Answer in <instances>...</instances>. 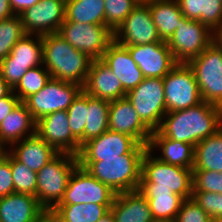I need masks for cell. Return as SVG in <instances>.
<instances>
[{
	"label": "cell",
	"mask_w": 222,
	"mask_h": 222,
	"mask_svg": "<svg viewBox=\"0 0 222 222\" xmlns=\"http://www.w3.org/2000/svg\"><path fill=\"white\" fill-rule=\"evenodd\" d=\"M12 91L13 89L6 83L0 74V99L8 96Z\"/></svg>",
	"instance_id": "47"
},
{
	"label": "cell",
	"mask_w": 222,
	"mask_h": 222,
	"mask_svg": "<svg viewBox=\"0 0 222 222\" xmlns=\"http://www.w3.org/2000/svg\"><path fill=\"white\" fill-rule=\"evenodd\" d=\"M17 161L25 164L29 169L38 172L58 152L46 143L37 133L22 139L6 149Z\"/></svg>",
	"instance_id": "22"
},
{
	"label": "cell",
	"mask_w": 222,
	"mask_h": 222,
	"mask_svg": "<svg viewBox=\"0 0 222 222\" xmlns=\"http://www.w3.org/2000/svg\"><path fill=\"white\" fill-rule=\"evenodd\" d=\"M139 191L145 196L154 220L174 222L184 201L180 195L163 187H139Z\"/></svg>",
	"instance_id": "26"
},
{
	"label": "cell",
	"mask_w": 222,
	"mask_h": 222,
	"mask_svg": "<svg viewBox=\"0 0 222 222\" xmlns=\"http://www.w3.org/2000/svg\"><path fill=\"white\" fill-rule=\"evenodd\" d=\"M101 60L117 76L126 92L136 88L144 80L142 71L128 49L116 41L109 45Z\"/></svg>",
	"instance_id": "21"
},
{
	"label": "cell",
	"mask_w": 222,
	"mask_h": 222,
	"mask_svg": "<svg viewBox=\"0 0 222 222\" xmlns=\"http://www.w3.org/2000/svg\"><path fill=\"white\" fill-rule=\"evenodd\" d=\"M140 187L169 188L184 200L190 199L193 195V170L162 162L147 149L142 158Z\"/></svg>",
	"instance_id": "5"
},
{
	"label": "cell",
	"mask_w": 222,
	"mask_h": 222,
	"mask_svg": "<svg viewBox=\"0 0 222 222\" xmlns=\"http://www.w3.org/2000/svg\"><path fill=\"white\" fill-rule=\"evenodd\" d=\"M148 149L153 154L155 149L161 151L157 158L162 162L187 169L194 167V146L163 137L157 130L152 131Z\"/></svg>",
	"instance_id": "25"
},
{
	"label": "cell",
	"mask_w": 222,
	"mask_h": 222,
	"mask_svg": "<svg viewBox=\"0 0 222 222\" xmlns=\"http://www.w3.org/2000/svg\"><path fill=\"white\" fill-rule=\"evenodd\" d=\"M192 199L211 219L222 215V194L214 192H193Z\"/></svg>",
	"instance_id": "40"
},
{
	"label": "cell",
	"mask_w": 222,
	"mask_h": 222,
	"mask_svg": "<svg viewBox=\"0 0 222 222\" xmlns=\"http://www.w3.org/2000/svg\"><path fill=\"white\" fill-rule=\"evenodd\" d=\"M222 128V107L202 101L182 110L167 112L157 131L163 136L195 146Z\"/></svg>",
	"instance_id": "1"
},
{
	"label": "cell",
	"mask_w": 222,
	"mask_h": 222,
	"mask_svg": "<svg viewBox=\"0 0 222 222\" xmlns=\"http://www.w3.org/2000/svg\"><path fill=\"white\" fill-rule=\"evenodd\" d=\"M14 193V184L10 166V153L4 150L0 157V198Z\"/></svg>",
	"instance_id": "42"
},
{
	"label": "cell",
	"mask_w": 222,
	"mask_h": 222,
	"mask_svg": "<svg viewBox=\"0 0 222 222\" xmlns=\"http://www.w3.org/2000/svg\"><path fill=\"white\" fill-rule=\"evenodd\" d=\"M182 14L197 20L213 32L222 28V0H177Z\"/></svg>",
	"instance_id": "28"
},
{
	"label": "cell",
	"mask_w": 222,
	"mask_h": 222,
	"mask_svg": "<svg viewBox=\"0 0 222 222\" xmlns=\"http://www.w3.org/2000/svg\"><path fill=\"white\" fill-rule=\"evenodd\" d=\"M163 86L167 112L187 109L203 101L194 73L187 63H178L163 78Z\"/></svg>",
	"instance_id": "10"
},
{
	"label": "cell",
	"mask_w": 222,
	"mask_h": 222,
	"mask_svg": "<svg viewBox=\"0 0 222 222\" xmlns=\"http://www.w3.org/2000/svg\"><path fill=\"white\" fill-rule=\"evenodd\" d=\"M105 25L113 32L138 5L135 0H104Z\"/></svg>",
	"instance_id": "38"
},
{
	"label": "cell",
	"mask_w": 222,
	"mask_h": 222,
	"mask_svg": "<svg viewBox=\"0 0 222 222\" xmlns=\"http://www.w3.org/2000/svg\"><path fill=\"white\" fill-rule=\"evenodd\" d=\"M82 90L87 95L109 102L126 97L127 93L117 76L101 59L91 62Z\"/></svg>",
	"instance_id": "19"
},
{
	"label": "cell",
	"mask_w": 222,
	"mask_h": 222,
	"mask_svg": "<svg viewBox=\"0 0 222 222\" xmlns=\"http://www.w3.org/2000/svg\"><path fill=\"white\" fill-rule=\"evenodd\" d=\"M29 68L19 64H0V74L13 89Z\"/></svg>",
	"instance_id": "43"
},
{
	"label": "cell",
	"mask_w": 222,
	"mask_h": 222,
	"mask_svg": "<svg viewBox=\"0 0 222 222\" xmlns=\"http://www.w3.org/2000/svg\"><path fill=\"white\" fill-rule=\"evenodd\" d=\"M108 129L133 137L139 144H149L152 131L141 121L127 97L109 102Z\"/></svg>",
	"instance_id": "18"
},
{
	"label": "cell",
	"mask_w": 222,
	"mask_h": 222,
	"mask_svg": "<svg viewBox=\"0 0 222 222\" xmlns=\"http://www.w3.org/2000/svg\"><path fill=\"white\" fill-rule=\"evenodd\" d=\"M78 165V156L58 153L37 172V199L48 213L61 202L69 178Z\"/></svg>",
	"instance_id": "4"
},
{
	"label": "cell",
	"mask_w": 222,
	"mask_h": 222,
	"mask_svg": "<svg viewBox=\"0 0 222 222\" xmlns=\"http://www.w3.org/2000/svg\"><path fill=\"white\" fill-rule=\"evenodd\" d=\"M97 222H115V220L111 211H109L107 214L101 217Z\"/></svg>",
	"instance_id": "49"
},
{
	"label": "cell",
	"mask_w": 222,
	"mask_h": 222,
	"mask_svg": "<svg viewBox=\"0 0 222 222\" xmlns=\"http://www.w3.org/2000/svg\"><path fill=\"white\" fill-rule=\"evenodd\" d=\"M3 152H4V149H3V147L0 145V155H2Z\"/></svg>",
	"instance_id": "54"
},
{
	"label": "cell",
	"mask_w": 222,
	"mask_h": 222,
	"mask_svg": "<svg viewBox=\"0 0 222 222\" xmlns=\"http://www.w3.org/2000/svg\"><path fill=\"white\" fill-rule=\"evenodd\" d=\"M116 193L78 165L72 172L59 204L112 205Z\"/></svg>",
	"instance_id": "13"
},
{
	"label": "cell",
	"mask_w": 222,
	"mask_h": 222,
	"mask_svg": "<svg viewBox=\"0 0 222 222\" xmlns=\"http://www.w3.org/2000/svg\"><path fill=\"white\" fill-rule=\"evenodd\" d=\"M87 110L88 95L82 90L67 110L71 133L81 146L84 144V126L88 118Z\"/></svg>",
	"instance_id": "35"
},
{
	"label": "cell",
	"mask_w": 222,
	"mask_h": 222,
	"mask_svg": "<svg viewBox=\"0 0 222 222\" xmlns=\"http://www.w3.org/2000/svg\"><path fill=\"white\" fill-rule=\"evenodd\" d=\"M50 79L51 75L44 65L28 69L13 88V93L20 102H24L28 97L40 91Z\"/></svg>",
	"instance_id": "34"
},
{
	"label": "cell",
	"mask_w": 222,
	"mask_h": 222,
	"mask_svg": "<svg viewBox=\"0 0 222 222\" xmlns=\"http://www.w3.org/2000/svg\"><path fill=\"white\" fill-rule=\"evenodd\" d=\"M126 97L141 121L151 131L157 130L167 113L163 79L144 78L136 88L126 93Z\"/></svg>",
	"instance_id": "8"
},
{
	"label": "cell",
	"mask_w": 222,
	"mask_h": 222,
	"mask_svg": "<svg viewBox=\"0 0 222 222\" xmlns=\"http://www.w3.org/2000/svg\"><path fill=\"white\" fill-rule=\"evenodd\" d=\"M114 41L123 46L161 42L149 6L138 4L114 31Z\"/></svg>",
	"instance_id": "14"
},
{
	"label": "cell",
	"mask_w": 222,
	"mask_h": 222,
	"mask_svg": "<svg viewBox=\"0 0 222 222\" xmlns=\"http://www.w3.org/2000/svg\"><path fill=\"white\" fill-rule=\"evenodd\" d=\"M0 64L26 65L29 69L43 65L42 35L25 34L16 42L9 55Z\"/></svg>",
	"instance_id": "29"
},
{
	"label": "cell",
	"mask_w": 222,
	"mask_h": 222,
	"mask_svg": "<svg viewBox=\"0 0 222 222\" xmlns=\"http://www.w3.org/2000/svg\"><path fill=\"white\" fill-rule=\"evenodd\" d=\"M111 206L96 203L58 204L48 216L54 222H97L110 211Z\"/></svg>",
	"instance_id": "30"
},
{
	"label": "cell",
	"mask_w": 222,
	"mask_h": 222,
	"mask_svg": "<svg viewBox=\"0 0 222 222\" xmlns=\"http://www.w3.org/2000/svg\"><path fill=\"white\" fill-rule=\"evenodd\" d=\"M14 193L32 195L37 198V172L17 161L10 154Z\"/></svg>",
	"instance_id": "37"
},
{
	"label": "cell",
	"mask_w": 222,
	"mask_h": 222,
	"mask_svg": "<svg viewBox=\"0 0 222 222\" xmlns=\"http://www.w3.org/2000/svg\"><path fill=\"white\" fill-rule=\"evenodd\" d=\"M152 222H173V221L153 220Z\"/></svg>",
	"instance_id": "53"
},
{
	"label": "cell",
	"mask_w": 222,
	"mask_h": 222,
	"mask_svg": "<svg viewBox=\"0 0 222 222\" xmlns=\"http://www.w3.org/2000/svg\"><path fill=\"white\" fill-rule=\"evenodd\" d=\"M147 145L139 144L129 135L107 130L85 142L78 154L79 162H96L101 158H123L127 153H145Z\"/></svg>",
	"instance_id": "12"
},
{
	"label": "cell",
	"mask_w": 222,
	"mask_h": 222,
	"mask_svg": "<svg viewBox=\"0 0 222 222\" xmlns=\"http://www.w3.org/2000/svg\"><path fill=\"white\" fill-rule=\"evenodd\" d=\"M20 102L13 91L6 97L0 99V123L9 115L14 107Z\"/></svg>",
	"instance_id": "44"
},
{
	"label": "cell",
	"mask_w": 222,
	"mask_h": 222,
	"mask_svg": "<svg viewBox=\"0 0 222 222\" xmlns=\"http://www.w3.org/2000/svg\"><path fill=\"white\" fill-rule=\"evenodd\" d=\"M36 133V122L24 102H19L0 123V145L4 150ZM7 146V147H6Z\"/></svg>",
	"instance_id": "23"
},
{
	"label": "cell",
	"mask_w": 222,
	"mask_h": 222,
	"mask_svg": "<svg viewBox=\"0 0 222 222\" xmlns=\"http://www.w3.org/2000/svg\"><path fill=\"white\" fill-rule=\"evenodd\" d=\"M192 170L222 172V128L194 146Z\"/></svg>",
	"instance_id": "31"
},
{
	"label": "cell",
	"mask_w": 222,
	"mask_h": 222,
	"mask_svg": "<svg viewBox=\"0 0 222 222\" xmlns=\"http://www.w3.org/2000/svg\"><path fill=\"white\" fill-rule=\"evenodd\" d=\"M81 91L79 84L51 77L40 91L28 97L24 103L37 122L50 113L67 111Z\"/></svg>",
	"instance_id": "9"
},
{
	"label": "cell",
	"mask_w": 222,
	"mask_h": 222,
	"mask_svg": "<svg viewBox=\"0 0 222 222\" xmlns=\"http://www.w3.org/2000/svg\"><path fill=\"white\" fill-rule=\"evenodd\" d=\"M36 133L58 153L78 156L81 145L72 135L67 111L50 113L36 122Z\"/></svg>",
	"instance_id": "17"
},
{
	"label": "cell",
	"mask_w": 222,
	"mask_h": 222,
	"mask_svg": "<svg viewBox=\"0 0 222 222\" xmlns=\"http://www.w3.org/2000/svg\"><path fill=\"white\" fill-rule=\"evenodd\" d=\"M211 222H222V215L211 219Z\"/></svg>",
	"instance_id": "50"
},
{
	"label": "cell",
	"mask_w": 222,
	"mask_h": 222,
	"mask_svg": "<svg viewBox=\"0 0 222 222\" xmlns=\"http://www.w3.org/2000/svg\"><path fill=\"white\" fill-rule=\"evenodd\" d=\"M138 4L140 3H148L150 2L151 0H135Z\"/></svg>",
	"instance_id": "51"
},
{
	"label": "cell",
	"mask_w": 222,
	"mask_h": 222,
	"mask_svg": "<svg viewBox=\"0 0 222 222\" xmlns=\"http://www.w3.org/2000/svg\"><path fill=\"white\" fill-rule=\"evenodd\" d=\"M25 34L20 15L0 21V62L9 55L16 42Z\"/></svg>",
	"instance_id": "36"
},
{
	"label": "cell",
	"mask_w": 222,
	"mask_h": 222,
	"mask_svg": "<svg viewBox=\"0 0 222 222\" xmlns=\"http://www.w3.org/2000/svg\"><path fill=\"white\" fill-rule=\"evenodd\" d=\"M146 4L161 40L167 42L184 17L177 0H151Z\"/></svg>",
	"instance_id": "27"
},
{
	"label": "cell",
	"mask_w": 222,
	"mask_h": 222,
	"mask_svg": "<svg viewBox=\"0 0 222 222\" xmlns=\"http://www.w3.org/2000/svg\"><path fill=\"white\" fill-rule=\"evenodd\" d=\"M222 194V172L193 170V192Z\"/></svg>",
	"instance_id": "39"
},
{
	"label": "cell",
	"mask_w": 222,
	"mask_h": 222,
	"mask_svg": "<svg viewBox=\"0 0 222 222\" xmlns=\"http://www.w3.org/2000/svg\"><path fill=\"white\" fill-rule=\"evenodd\" d=\"M47 216L32 195L11 193L0 198V222H42Z\"/></svg>",
	"instance_id": "20"
},
{
	"label": "cell",
	"mask_w": 222,
	"mask_h": 222,
	"mask_svg": "<svg viewBox=\"0 0 222 222\" xmlns=\"http://www.w3.org/2000/svg\"><path fill=\"white\" fill-rule=\"evenodd\" d=\"M66 0H40L20 14L26 34L58 33L65 20Z\"/></svg>",
	"instance_id": "15"
},
{
	"label": "cell",
	"mask_w": 222,
	"mask_h": 222,
	"mask_svg": "<svg viewBox=\"0 0 222 222\" xmlns=\"http://www.w3.org/2000/svg\"><path fill=\"white\" fill-rule=\"evenodd\" d=\"M214 41L222 49V28L214 32Z\"/></svg>",
	"instance_id": "48"
},
{
	"label": "cell",
	"mask_w": 222,
	"mask_h": 222,
	"mask_svg": "<svg viewBox=\"0 0 222 222\" xmlns=\"http://www.w3.org/2000/svg\"><path fill=\"white\" fill-rule=\"evenodd\" d=\"M14 16L9 0H0V21Z\"/></svg>",
	"instance_id": "46"
},
{
	"label": "cell",
	"mask_w": 222,
	"mask_h": 222,
	"mask_svg": "<svg viewBox=\"0 0 222 222\" xmlns=\"http://www.w3.org/2000/svg\"><path fill=\"white\" fill-rule=\"evenodd\" d=\"M174 222H211V218L190 198L183 201Z\"/></svg>",
	"instance_id": "41"
},
{
	"label": "cell",
	"mask_w": 222,
	"mask_h": 222,
	"mask_svg": "<svg viewBox=\"0 0 222 222\" xmlns=\"http://www.w3.org/2000/svg\"><path fill=\"white\" fill-rule=\"evenodd\" d=\"M187 64L194 73L202 100L222 107V49L213 41Z\"/></svg>",
	"instance_id": "6"
},
{
	"label": "cell",
	"mask_w": 222,
	"mask_h": 222,
	"mask_svg": "<svg viewBox=\"0 0 222 222\" xmlns=\"http://www.w3.org/2000/svg\"><path fill=\"white\" fill-rule=\"evenodd\" d=\"M125 47L144 78L163 79L178 64L166 41Z\"/></svg>",
	"instance_id": "16"
},
{
	"label": "cell",
	"mask_w": 222,
	"mask_h": 222,
	"mask_svg": "<svg viewBox=\"0 0 222 222\" xmlns=\"http://www.w3.org/2000/svg\"><path fill=\"white\" fill-rule=\"evenodd\" d=\"M213 41L214 32L208 26L184 16L167 45L178 63H187L199 56Z\"/></svg>",
	"instance_id": "11"
},
{
	"label": "cell",
	"mask_w": 222,
	"mask_h": 222,
	"mask_svg": "<svg viewBox=\"0 0 222 222\" xmlns=\"http://www.w3.org/2000/svg\"><path fill=\"white\" fill-rule=\"evenodd\" d=\"M87 117L84 126V143L108 130L109 101L88 95Z\"/></svg>",
	"instance_id": "33"
},
{
	"label": "cell",
	"mask_w": 222,
	"mask_h": 222,
	"mask_svg": "<svg viewBox=\"0 0 222 222\" xmlns=\"http://www.w3.org/2000/svg\"><path fill=\"white\" fill-rule=\"evenodd\" d=\"M42 39L43 65L51 77L83 87L93 59L72 47L58 33L44 34Z\"/></svg>",
	"instance_id": "2"
},
{
	"label": "cell",
	"mask_w": 222,
	"mask_h": 222,
	"mask_svg": "<svg viewBox=\"0 0 222 222\" xmlns=\"http://www.w3.org/2000/svg\"><path fill=\"white\" fill-rule=\"evenodd\" d=\"M143 155L127 153L123 158H101V161L79 162V165L118 194L139 190Z\"/></svg>",
	"instance_id": "3"
},
{
	"label": "cell",
	"mask_w": 222,
	"mask_h": 222,
	"mask_svg": "<svg viewBox=\"0 0 222 222\" xmlns=\"http://www.w3.org/2000/svg\"><path fill=\"white\" fill-rule=\"evenodd\" d=\"M110 211L115 222H152L154 220L148 202L139 190L116 194Z\"/></svg>",
	"instance_id": "24"
},
{
	"label": "cell",
	"mask_w": 222,
	"mask_h": 222,
	"mask_svg": "<svg viewBox=\"0 0 222 222\" xmlns=\"http://www.w3.org/2000/svg\"><path fill=\"white\" fill-rule=\"evenodd\" d=\"M40 0H9L14 15L22 14L27 8L36 5Z\"/></svg>",
	"instance_id": "45"
},
{
	"label": "cell",
	"mask_w": 222,
	"mask_h": 222,
	"mask_svg": "<svg viewBox=\"0 0 222 222\" xmlns=\"http://www.w3.org/2000/svg\"><path fill=\"white\" fill-rule=\"evenodd\" d=\"M65 20L105 25L104 0H66Z\"/></svg>",
	"instance_id": "32"
},
{
	"label": "cell",
	"mask_w": 222,
	"mask_h": 222,
	"mask_svg": "<svg viewBox=\"0 0 222 222\" xmlns=\"http://www.w3.org/2000/svg\"><path fill=\"white\" fill-rule=\"evenodd\" d=\"M42 222H54L49 216H47Z\"/></svg>",
	"instance_id": "52"
},
{
	"label": "cell",
	"mask_w": 222,
	"mask_h": 222,
	"mask_svg": "<svg viewBox=\"0 0 222 222\" xmlns=\"http://www.w3.org/2000/svg\"><path fill=\"white\" fill-rule=\"evenodd\" d=\"M58 34L72 47L87 54L91 59H102L104 52L114 41V32L106 25L66 21Z\"/></svg>",
	"instance_id": "7"
}]
</instances>
